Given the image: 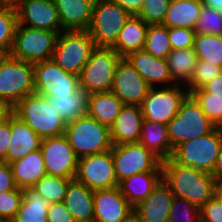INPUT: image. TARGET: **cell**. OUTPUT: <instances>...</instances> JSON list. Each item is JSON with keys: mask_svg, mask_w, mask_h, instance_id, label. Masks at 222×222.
I'll use <instances>...</instances> for the list:
<instances>
[{"mask_svg": "<svg viewBox=\"0 0 222 222\" xmlns=\"http://www.w3.org/2000/svg\"><path fill=\"white\" fill-rule=\"evenodd\" d=\"M95 49V42L88 30L62 31L58 35L52 59L66 72L79 76Z\"/></svg>", "mask_w": 222, "mask_h": 222, "instance_id": "6", "label": "cell"}, {"mask_svg": "<svg viewBox=\"0 0 222 222\" xmlns=\"http://www.w3.org/2000/svg\"><path fill=\"white\" fill-rule=\"evenodd\" d=\"M13 113L12 107L0 99V123L4 122Z\"/></svg>", "mask_w": 222, "mask_h": 222, "instance_id": "51", "label": "cell"}, {"mask_svg": "<svg viewBox=\"0 0 222 222\" xmlns=\"http://www.w3.org/2000/svg\"><path fill=\"white\" fill-rule=\"evenodd\" d=\"M169 222H201L200 208L185 198L174 196Z\"/></svg>", "mask_w": 222, "mask_h": 222, "instance_id": "38", "label": "cell"}, {"mask_svg": "<svg viewBox=\"0 0 222 222\" xmlns=\"http://www.w3.org/2000/svg\"><path fill=\"white\" fill-rule=\"evenodd\" d=\"M63 31L88 30L95 0H53Z\"/></svg>", "mask_w": 222, "mask_h": 222, "instance_id": "23", "label": "cell"}, {"mask_svg": "<svg viewBox=\"0 0 222 222\" xmlns=\"http://www.w3.org/2000/svg\"><path fill=\"white\" fill-rule=\"evenodd\" d=\"M202 6V0H171L162 25L194 29Z\"/></svg>", "mask_w": 222, "mask_h": 222, "instance_id": "29", "label": "cell"}, {"mask_svg": "<svg viewBox=\"0 0 222 222\" xmlns=\"http://www.w3.org/2000/svg\"><path fill=\"white\" fill-rule=\"evenodd\" d=\"M131 15L110 0H95L88 31L96 47L111 48Z\"/></svg>", "mask_w": 222, "mask_h": 222, "instance_id": "10", "label": "cell"}, {"mask_svg": "<svg viewBox=\"0 0 222 222\" xmlns=\"http://www.w3.org/2000/svg\"><path fill=\"white\" fill-rule=\"evenodd\" d=\"M199 103L207 118L219 127L222 124V102L216 98H208V92L196 89L190 93Z\"/></svg>", "mask_w": 222, "mask_h": 222, "instance_id": "41", "label": "cell"}, {"mask_svg": "<svg viewBox=\"0 0 222 222\" xmlns=\"http://www.w3.org/2000/svg\"><path fill=\"white\" fill-rule=\"evenodd\" d=\"M48 222H75L64 202L50 203L47 211Z\"/></svg>", "mask_w": 222, "mask_h": 222, "instance_id": "46", "label": "cell"}, {"mask_svg": "<svg viewBox=\"0 0 222 222\" xmlns=\"http://www.w3.org/2000/svg\"><path fill=\"white\" fill-rule=\"evenodd\" d=\"M13 114L26 123L42 139L64 135L67 123L58 116L46 96L28 94L13 108Z\"/></svg>", "mask_w": 222, "mask_h": 222, "instance_id": "2", "label": "cell"}, {"mask_svg": "<svg viewBox=\"0 0 222 222\" xmlns=\"http://www.w3.org/2000/svg\"><path fill=\"white\" fill-rule=\"evenodd\" d=\"M222 146V130L216 127L209 134L184 141L173 152L172 158L181 165L212 173Z\"/></svg>", "mask_w": 222, "mask_h": 222, "instance_id": "9", "label": "cell"}, {"mask_svg": "<svg viewBox=\"0 0 222 222\" xmlns=\"http://www.w3.org/2000/svg\"><path fill=\"white\" fill-rule=\"evenodd\" d=\"M118 183L144 172H162V161L142 144L125 143L111 148Z\"/></svg>", "mask_w": 222, "mask_h": 222, "instance_id": "11", "label": "cell"}, {"mask_svg": "<svg viewBox=\"0 0 222 222\" xmlns=\"http://www.w3.org/2000/svg\"><path fill=\"white\" fill-rule=\"evenodd\" d=\"M143 49L154 57L167 59V56L172 52L168 27L162 24L149 25Z\"/></svg>", "mask_w": 222, "mask_h": 222, "instance_id": "36", "label": "cell"}, {"mask_svg": "<svg viewBox=\"0 0 222 222\" xmlns=\"http://www.w3.org/2000/svg\"><path fill=\"white\" fill-rule=\"evenodd\" d=\"M160 87H151L140 107L145 120L167 125L189 93L179 84Z\"/></svg>", "mask_w": 222, "mask_h": 222, "instance_id": "12", "label": "cell"}, {"mask_svg": "<svg viewBox=\"0 0 222 222\" xmlns=\"http://www.w3.org/2000/svg\"><path fill=\"white\" fill-rule=\"evenodd\" d=\"M126 58L151 87H155L156 83L165 86L175 84L169 72L167 59L154 57L144 49L132 52Z\"/></svg>", "mask_w": 222, "mask_h": 222, "instance_id": "21", "label": "cell"}, {"mask_svg": "<svg viewBox=\"0 0 222 222\" xmlns=\"http://www.w3.org/2000/svg\"><path fill=\"white\" fill-rule=\"evenodd\" d=\"M64 135L78 158L111 150L110 128L89 115L67 123Z\"/></svg>", "mask_w": 222, "mask_h": 222, "instance_id": "3", "label": "cell"}, {"mask_svg": "<svg viewBox=\"0 0 222 222\" xmlns=\"http://www.w3.org/2000/svg\"><path fill=\"white\" fill-rule=\"evenodd\" d=\"M214 197L222 203V180H217L215 182Z\"/></svg>", "mask_w": 222, "mask_h": 222, "instance_id": "54", "label": "cell"}, {"mask_svg": "<svg viewBox=\"0 0 222 222\" xmlns=\"http://www.w3.org/2000/svg\"><path fill=\"white\" fill-rule=\"evenodd\" d=\"M174 196L162 179L151 194L133 208V216L138 222H169Z\"/></svg>", "mask_w": 222, "mask_h": 222, "instance_id": "19", "label": "cell"}, {"mask_svg": "<svg viewBox=\"0 0 222 222\" xmlns=\"http://www.w3.org/2000/svg\"><path fill=\"white\" fill-rule=\"evenodd\" d=\"M40 150L47 175L75 179L78 157L65 135L42 139Z\"/></svg>", "mask_w": 222, "mask_h": 222, "instance_id": "15", "label": "cell"}, {"mask_svg": "<svg viewBox=\"0 0 222 222\" xmlns=\"http://www.w3.org/2000/svg\"><path fill=\"white\" fill-rule=\"evenodd\" d=\"M162 179L175 196L199 208L214 196L216 180L211 173L178 164L172 157L162 161Z\"/></svg>", "mask_w": 222, "mask_h": 222, "instance_id": "1", "label": "cell"}, {"mask_svg": "<svg viewBox=\"0 0 222 222\" xmlns=\"http://www.w3.org/2000/svg\"><path fill=\"white\" fill-rule=\"evenodd\" d=\"M18 25L17 10L14 3L0 2V55L10 54L15 31Z\"/></svg>", "mask_w": 222, "mask_h": 222, "instance_id": "34", "label": "cell"}, {"mask_svg": "<svg viewBox=\"0 0 222 222\" xmlns=\"http://www.w3.org/2000/svg\"><path fill=\"white\" fill-rule=\"evenodd\" d=\"M121 58L112 48L96 47L79 75L80 88L87 94L111 91Z\"/></svg>", "mask_w": 222, "mask_h": 222, "instance_id": "7", "label": "cell"}, {"mask_svg": "<svg viewBox=\"0 0 222 222\" xmlns=\"http://www.w3.org/2000/svg\"><path fill=\"white\" fill-rule=\"evenodd\" d=\"M111 2L118 4L130 15H138L142 9L143 0H110Z\"/></svg>", "mask_w": 222, "mask_h": 222, "instance_id": "50", "label": "cell"}, {"mask_svg": "<svg viewBox=\"0 0 222 222\" xmlns=\"http://www.w3.org/2000/svg\"><path fill=\"white\" fill-rule=\"evenodd\" d=\"M161 180L162 172H144L123 179L118 187L127 202L134 208L151 194Z\"/></svg>", "mask_w": 222, "mask_h": 222, "instance_id": "28", "label": "cell"}, {"mask_svg": "<svg viewBox=\"0 0 222 222\" xmlns=\"http://www.w3.org/2000/svg\"><path fill=\"white\" fill-rule=\"evenodd\" d=\"M23 200V190L20 188L0 192V218L11 222L18 212Z\"/></svg>", "mask_w": 222, "mask_h": 222, "instance_id": "43", "label": "cell"}, {"mask_svg": "<svg viewBox=\"0 0 222 222\" xmlns=\"http://www.w3.org/2000/svg\"><path fill=\"white\" fill-rule=\"evenodd\" d=\"M10 165L0 159V192L17 189Z\"/></svg>", "mask_w": 222, "mask_h": 222, "instance_id": "47", "label": "cell"}, {"mask_svg": "<svg viewBox=\"0 0 222 222\" xmlns=\"http://www.w3.org/2000/svg\"><path fill=\"white\" fill-rule=\"evenodd\" d=\"M148 26L140 17L131 15L120 30L116 43L111 48L121 57H127L132 52L142 50L145 45Z\"/></svg>", "mask_w": 222, "mask_h": 222, "instance_id": "26", "label": "cell"}, {"mask_svg": "<svg viewBox=\"0 0 222 222\" xmlns=\"http://www.w3.org/2000/svg\"><path fill=\"white\" fill-rule=\"evenodd\" d=\"M51 106L64 122L69 123L88 112L89 94L80 89L76 94L47 96Z\"/></svg>", "mask_w": 222, "mask_h": 222, "instance_id": "31", "label": "cell"}, {"mask_svg": "<svg viewBox=\"0 0 222 222\" xmlns=\"http://www.w3.org/2000/svg\"><path fill=\"white\" fill-rule=\"evenodd\" d=\"M48 200L32 188L23 189V200L11 222H48Z\"/></svg>", "mask_w": 222, "mask_h": 222, "instance_id": "32", "label": "cell"}, {"mask_svg": "<svg viewBox=\"0 0 222 222\" xmlns=\"http://www.w3.org/2000/svg\"><path fill=\"white\" fill-rule=\"evenodd\" d=\"M202 3L222 13V0H202Z\"/></svg>", "mask_w": 222, "mask_h": 222, "instance_id": "53", "label": "cell"}, {"mask_svg": "<svg viewBox=\"0 0 222 222\" xmlns=\"http://www.w3.org/2000/svg\"><path fill=\"white\" fill-rule=\"evenodd\" d=\"M64 204L75 222H93L94 191L73 179L67 188Z\"/></svg>", "mask_w": 222, "mask_h": 222, "instance_id": "24", "label": "cell"}, {"mask_svg": "<svg viewBox=\"0 0 222 222\" xmlns=\"http://www.w3.org/2000/svg\"><path fill=\"white\" fill-rule=\"evenodd\" d=\"M193 49L198 60H205L222 67V36L197 33Z\"/></svg>", "mask_w": 222, "mask_h": 222, "instance_id": "35", "label": "cell"}, {"mask_svg": "<svg viewBox=\"0 0 222 222\" xmlns=\"http://www.w3.org/2000/svg\"><path fill=\"white\" fill-rule=\"evenodd\" d=\"M75 179L93 191L117 187L111 150L78 158Z\"/></svg>", "mask_w": 222, "mask_h": 222, "instance_id": "13", "label": "cell"}, {"mask_svg": "<svg viewBox=\"0 0 222 222\" xmlns=\"http://www.w3.org/2000/svg\"><path fill=\"white\" fill-rule=\"evenodd\" d=\"M171 0H143L137 15L148 25L163 24Z\"/></svg>", "mask_w": 222, "mask_h": 222, "instance_id": "42", "label": "cell"}, {"mask_svg": "<svg viewBox=\"0 0 222 222\" xmlns=\"http://www.w3.org/2000/svg\"><path fill=\"white\" fill-rule=\"evenodd\" d=\"M169 42L172 50L190 49L194 46L195 31L190 28H168Z\"/></svg>", "mask_w": 222, "mask_h": 222, "instance_id": "44", "label": "cell"}, {"mask_svg": "<svg viewBox=\"0 0 222 222\" xmlns=\"http://www.w3.org/2000/svg\"><path fill=\"white\" fill-rule=\"evenodd\" d=\"M201 222H222V203L212 197L200 208Z\"/></svg>", "mask_w": 222, "mask_h": 222, "instance_id": "45", "label": "cell"}, {"mask_svg": "<svg viewBox=\"0 0 222 222\" xmlns=\"http://www.w3.org/2000/svg\"><path fill=\"white\" fill-rule=\"evenodd\" d=\"M35 92L43 96L76 94L79 76L66 72L53 59L34 64Z\"/></svg>", "mask_w": 222, "mask_h": 222, "instance_id": "14", "label": "cell"}, {"mask_svg": "<svg viewBox=\"0 0 222 222\" xmlns=\"http://www.w3.org/2000/svg\"><path fill=\"white\" fill-rule=\"evenodd\" d=\"M133 217V207L119 187L94 191L93 222H127Z\"/></svg>", "mask_w": 222, "mask_h": 222, "instance_id": "18", "label": "cell"}, {"mask_svg": "<svg viewBox=\"0 0 222 222\" xmlns=\"http://www.w3.org/2000/svg\"><path fill=\"white\" fill-rule=\"evenodd\" d=\"M73 179L46 174L34 184L32 189L43 195L49 203L63 202L69 183Z\"/></svg>", "mask_w": 222, "mask_h": 222, "instance_id": "37", "label": "cell"}, {"mask_svg": "<svg viewBox=\"0 0 222 222\" xmlns=\"http://www.w3.org/2000/svg\"><path fill=\"white\" fill-rule=\"evenodd\" d=\"M59 33L17 25L10 56L30 63L51 60Z\"/></svg>", "mask_w": 222, "mask_h": 222, "instance_id": "8", "label": "cell"}, {"mask_svg": "<svg viewBox=\"0 0 222 222\" xmlns=\"http://www.w3.org/2000/svg\"><path fill=\"white\" fill-rule=\"evenodd\" d=\"M11 141L10 116L0 123V159L7 157V152Z\"/></svg>", "mask_w": 222, "mask_h": 222, "instance_id": "48", "label": "cell"}, {"mask_svg": "<svg viewBox=\"0 0 222 222\" xmlns=\"http://www.w3.org/2000/svg\"><path fill=\"white\" fill-rule=\"evenodd\" d=\"M16 186L20 189L32 188L34 184L46 175L43 155L40 149L27 154L24 158L9 164Z\"/></svg>", "mask_w": 222, "mask_h": 222, "instance_id": "25", "label": "cell"}, {"mask_svg": "<svg viewBox=\"0 0 222 222\" xmlns=\"http://www.w3.org/2000/svg\"><path fill=\"white\" fill-rule=\"evenodd\" d=\"M215 180H222V146L219 150V154L217 156V161L215 164V167L213 169V172L211 173Z\"/></svg>", "mask_w": 222, "mask_h": 222, "instance_id": "52", "label": "cell"}, {"mask_svg": "<svg viewBox=\"0 0 222 222\" xmlns=\"http://www.w3.org/2000/svg\"><path fill=\"white\" fill-rule=\"evenodd\" d=\"M208 92V98H216L222 102V73L201 88Z\"/></svg>", "mask_w": 222, "mask_h": 222, "instance_id": "49", "label": "cell"}, {"mask_svg": "<svg viewBox=\"0 0 222 222\" xmlns=\"http://www.w3.org/2000/svg\"><path fill=\"white\" fill-rule=\"evenodd\" d=\"M35 92L34 64L11 57L0 58V99L12 108Z\"/></svg>", "mask_w": 222, "mask_h": 222, "instance_id": "5", "label": "cell"}, {"mask_svg": "<svg viewBox=\"0 0 222 222\" xmlns=\"http://www.w3.org/2000/svg\"><path fill=\"white\" fill-rule=\"evenodd\" d=\"M123 106L124 104L112 91L93 93L89 94L87 115L110 128Z\"/></svg>", "mask_w": 222, "mask_h": 222, "instance_id": "30", "label": "cell"}, {"mask_svg": "<svg viewBox=\"0 0 222 222\" xmlns=\"http://www.w3.org/2000/svg\"><path fill=\"white\" fill-rule=\"evenodd\" d=\"M215 128L191 94L186 96L175 117L167 124L173 150L182 142L205 136Z\"/></svg>", "mask_w": 222, "mask_h": 222, "instance_id": "4", "label": "cell"}, {"mask_svg": "<svg viewBox=\"0 0 222 222\" xmlns=\"http://www.w3.org/2000/svg\"><path fill=\"white\" fill-rule=\"evenodd\" d=\"M198 57L193 48L177 49L167 56V63L172 81H181L188 85L195 71Z\"/></svg>", "mask_w": 222, "mask_h": 222, "instance_id": "33", "label": "cell"}, {"mask_svg": "<svg viewBox=\"0 0 222 222\" xmlns=\"http://www.w3.org/2000/svg\"><path fill=\"white\" fill-rule=\"evenodd\" d=\"M11 141L4 161L8 164L24 158L41 147L42 138L13 113L10 115Z\"/></svg>", "mask_w": 222, "mask_h": 222, "instance_id": "22", "label": "cell"}, {"mask_svg": "<svg viewBox=\"0 0 222 222\" xmlns=\"http://www.w3.org/2000/svg\"><path fill=\"white\" fill-rule=\"evenodd\" d=\"M151 86L126 57L118 62L111 91L124 105L140 106Z\"/></svg>", "mask_w": 222, "mask_h": 222, "instance_id": "17", "label": "cell"}, {"mask_svg": "<svg viewBox=\"0 0 222 222\" xmlns=\"http://www.w3.org/2000/svg\"><path fill=\"white\" fill-rule=\"evenodd\" d=\"M16 0H0L1 3H14Z\"/></svg>", "mask_w": 222, "mask_h": 222, "instance_id": "55", "label": "cell"}, {"mask_svg": "<svg viewBox=\"0 0 222 222\" xmlns=\"http://www.w3.org/2000/svg\"><path fill=\"white\" fill-rule=\"evenodd\" d=\"M194 31L196 34L205 33L222 36V13L203 4Z\"/></svg>", "mask_w": 222, "mask_h": 222, "instance_id": "39", "label": "cell"}, {"mask_svg": "<svg viewBox=\"0 0 222 222\" xmlns=\"http://www.w3.org/2000/svg\"><path fill=\"white\" fill-rule=\"evenodd\" d=\"M222 73V67L205 60H198L194 74L188 84V93L201 89L208 82Z\"/></svg>", "mask_w": 222, "mask_h": 222, "instance_id": "40", "label": "cell"}, {"mask_svg": "<svg viewBox=\"0 0 222 222\" xmlns=\"http://www.w3.org/2000/svg\"><path fill=\"white\" fill-rule=\"evenodd\" d=\"M141 107L138 105H124L116 121L110 127L113 145L138 143L141 137L143 122Z\"/></svg>", "mask_w": 222, "mask_h": 222, "instance_id": "20", "label": "cell"}, {"mask_svg": "<svg viewBox=\"0 0 222 222\" xmlns=\"http://www.w3.org/2000/svg\"><path fill=\"white\" fill-rule=\"evenodd\" d=\"M139 143L161 161L171 158L174 152L168 137L167 125L162 123L143 119Z\"/></svg>", "mask_w": 222, "mask_h": 222, "instance_id": "27", "label": "cell"}, {"mask_svg": "<svg viewBox=\"0 0 222 222\" xmlns=\"http://www.w3.org/2000/svg\"><path fill=\"white\" fill-rule=\"evenodd\" d=\"M14 5L17 10L18 25L58 33L63 31L53 0H16Z\"/></svg>", "mask_w": 222, "mask_h": 222, "instance_id": "16", "label": "cell"}, {"mask_svg": "<svg viewBox=\"0 0 222 222\" xmlns=\"http://www.w3.org/2000/svg\"><path fill=\"white\" fill-rule=\"evenodd\" d=\"M127 222H138V220L133 216Z\"/></svg>", "mask_w": 222, "mask_h": 222, "instance_id": "56", "label": "cell"}]
</instances>
